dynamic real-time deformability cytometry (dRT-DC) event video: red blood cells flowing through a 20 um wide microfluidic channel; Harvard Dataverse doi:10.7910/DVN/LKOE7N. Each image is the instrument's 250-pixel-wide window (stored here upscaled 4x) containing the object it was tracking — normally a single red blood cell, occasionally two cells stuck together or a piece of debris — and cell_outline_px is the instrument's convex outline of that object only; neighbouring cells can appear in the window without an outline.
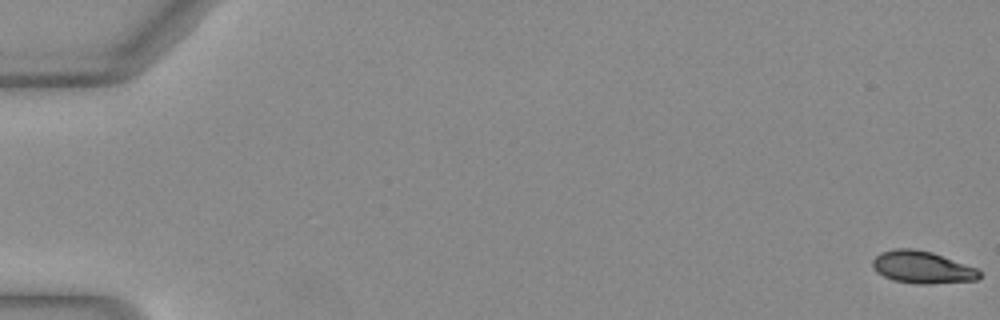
{"species": "Egyptian fruit bat (a non-hibernating species)", "species_latin": "Rousettus aegyptiacus", "temperature_condition": "warm", "stored_images_in_passage": 5, "camera_frame_rate_fps": 3000, "um_per_image_px": 0.085, "animal": {"sex": "female"}, "frame": {"image": 1, "passage_image": 1, "time_ms": 0.0, "image_size_px": [1000, 320], "cell_outline_px": [[980, 276], [976, 280], [928, 284], [920, 284], [892, 280], [876, 272], [872, 264], [872, 260], [880, 252], [896, 248], [912, 248], [932, 252], [976, 268], [980, 272]], "centroid_in_image_um": [78.35, 22.71], "position_along_channel_um": 6.6, "area_um2": 20.0}}